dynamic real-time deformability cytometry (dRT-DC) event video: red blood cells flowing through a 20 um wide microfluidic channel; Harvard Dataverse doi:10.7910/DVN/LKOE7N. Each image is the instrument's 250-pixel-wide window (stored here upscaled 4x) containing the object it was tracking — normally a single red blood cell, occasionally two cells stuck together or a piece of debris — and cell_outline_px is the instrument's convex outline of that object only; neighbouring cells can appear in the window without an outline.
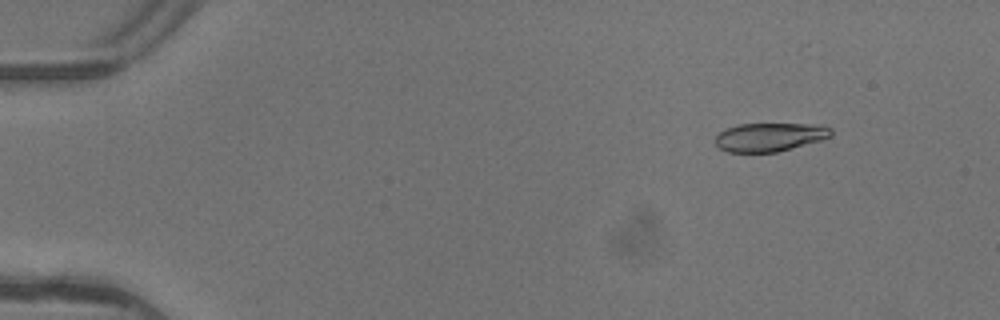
{"species": "common noctule bat (a hibernating species)", "species_latin": "Nyctalus noctula", "temperature_condition": "warm", "stored_images_in_passage": 4, "camera_frame_rate_fps": 3000, "um_per_image_px": 0.085, "animal": {"sex": "female"}, "frame": {"image": 1, "passage_image": 2, "time_ms": 0.333, "image_size_px": [1000, 320], "cell_outline_px": [[832, 136], [820, 140], [776, 152], [728, 152], [720, 148], [716, 144], [716, 136], [724, 128], [736, 124], [820, 124], [832, 128]], "centroid_in_image_um": [65.42, 11.63], "position_along_channel_um": 19.6, "area_um2": 19.25}}
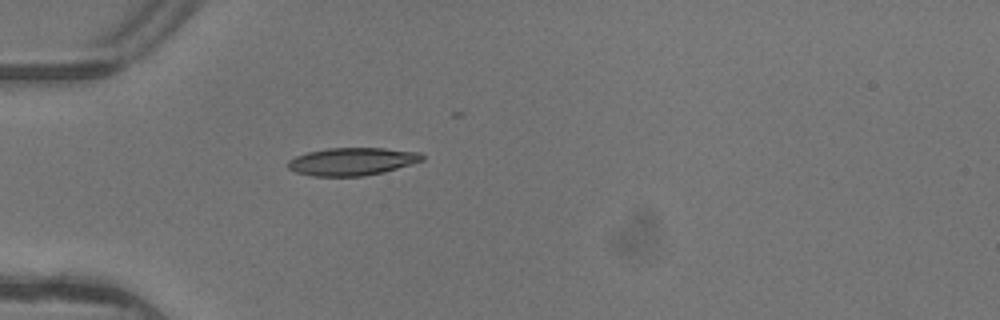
{"frame": {"image": 2, "passage_image": 4, "time_ms": 1.0, "image_size_px": [1000, 320], "cell_outline_px": [[424, 160], [384, 172], [364, 176], [312, 176], [296, 172], [288, 168], [288, 160], [296, 156], [308, 152], [328, 148], [384, 148], [420, 152], [424, 156]], "centroid_in_image_um": [29.94, 13.72], "position_along_channel_um": 55.1, "area_um2": 21.68}}